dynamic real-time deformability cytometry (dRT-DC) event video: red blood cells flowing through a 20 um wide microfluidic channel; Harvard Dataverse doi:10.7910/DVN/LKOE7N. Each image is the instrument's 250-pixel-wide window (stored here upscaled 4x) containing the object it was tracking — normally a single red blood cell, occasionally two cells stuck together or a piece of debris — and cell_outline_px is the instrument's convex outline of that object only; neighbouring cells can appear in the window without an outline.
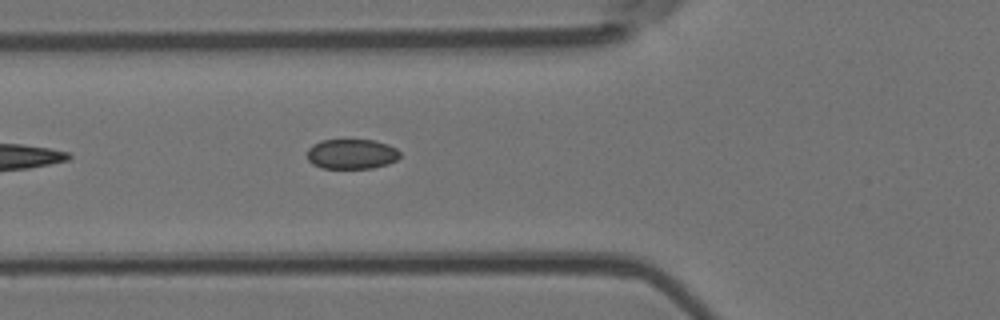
{"species": "Egyptian fruit bat (a non-hibernating species)", "species_latin": "Rousettus aegyptiacus", "temperature_condition": "room temperature", "stored_images_in_passage": 2, "camera_frame_rate_fps": 3000, "um_per_image_px": 0.085, "animal": {"sex": "female"}, "frame": {"image": 1, "passage_image": 2, "time_ms": 0.333, "image_size_px": [1000, 320], "cell_outline_px": [[400, 156], [396, 160], [388, 164], [372, 168], [320, 168], [312, 164], [308, 160], [308, 148], [312, 144], [320, 140], [372, 140], [388, 144], [396, 148], [400, 152]], "centroid_in_image_um": [29.88, 13.09], "position_along_channel_um": 95.9, "area_um2": 16.3}}